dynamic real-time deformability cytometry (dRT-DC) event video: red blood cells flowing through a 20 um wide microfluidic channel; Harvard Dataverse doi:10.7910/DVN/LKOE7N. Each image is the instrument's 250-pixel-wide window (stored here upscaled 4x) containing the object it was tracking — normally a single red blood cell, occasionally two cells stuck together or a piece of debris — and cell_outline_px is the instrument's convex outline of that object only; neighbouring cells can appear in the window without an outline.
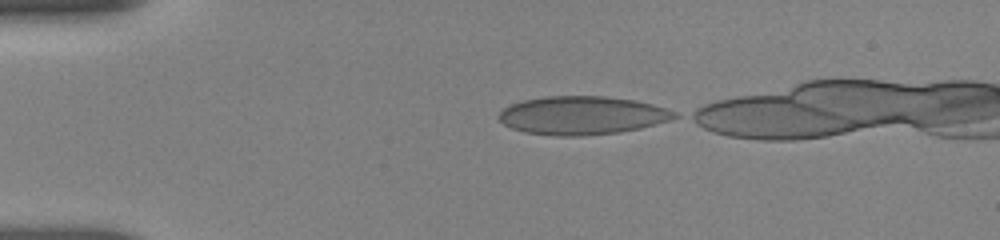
{"species": "human", "species_latin": "Homo sapiens", "temperature_condition": "room temperature", "stored_images_in_passage": 40, "camera_frame_rate_fps": 3000, "um_per_image_px": 0.085, "donor": {"sex": "female"}, "frame": {"image": 1, "passage_image": 1, "time_ms": 0.0, "image_size_px": [1000, 240], "cell_outline_px": [[680, 116], [672, 120], [640, 128], [620, 132], [580, 136], [556, 136], [524, 132], [512, 128], [504, 124], [500, 120], [500, 112], [504, 108], [512, 104], [524, 100], [544, 96], [604, 96], [636, 100], [652, 104], [676, 112]], "centroid_in_image_um": [49.51, 9.81], "position_along_channel_um": 35.5, "area_um2": 39.25}}
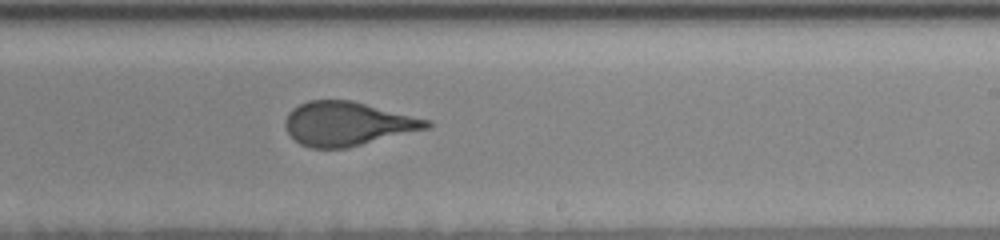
{"frame": {"image": 2, "passage_image": 20, "time_ms": 7.0, "image_size_px": [1000, 240], "cell_outline_px": [[432, 124], [428, 128], [348, 148], [312, 148], [300, 144], [288, 132], [284, 124], [284, 120], [288, 112], [292, 108], [308, 100], [352, 100], [428, 120]], "centroid_in_image_um": [29.49, 10.52], "position_along_channel_um": 259.5, "area_um2": 35.95}}
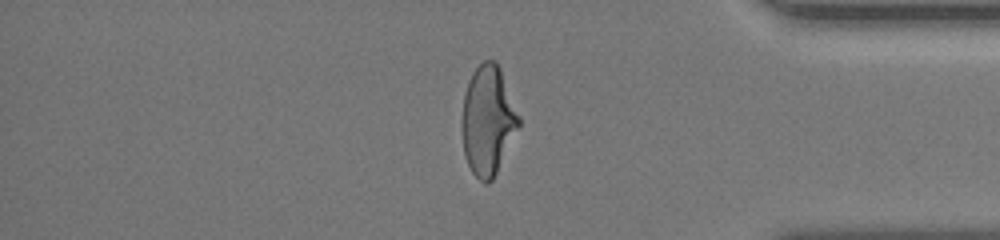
{"frame": {"image": 3, "passage_image": 38, "time_ms": 11.0, "image_size_px": [1000, 240], "cell_outline_px": [[520, 124], [492, 180], [488, 184], [484, 184], [472, 172], [464, 156], [460, 128], [460, 124], [464, 96], [468, 80], [472, 72], [484, 60], [496, 60], [500, 68], [520, 116]], "centroid_in_image_um": [41.44, 10.23], "position_along_channel_um": 393.8, "area_um2": 36.36}}